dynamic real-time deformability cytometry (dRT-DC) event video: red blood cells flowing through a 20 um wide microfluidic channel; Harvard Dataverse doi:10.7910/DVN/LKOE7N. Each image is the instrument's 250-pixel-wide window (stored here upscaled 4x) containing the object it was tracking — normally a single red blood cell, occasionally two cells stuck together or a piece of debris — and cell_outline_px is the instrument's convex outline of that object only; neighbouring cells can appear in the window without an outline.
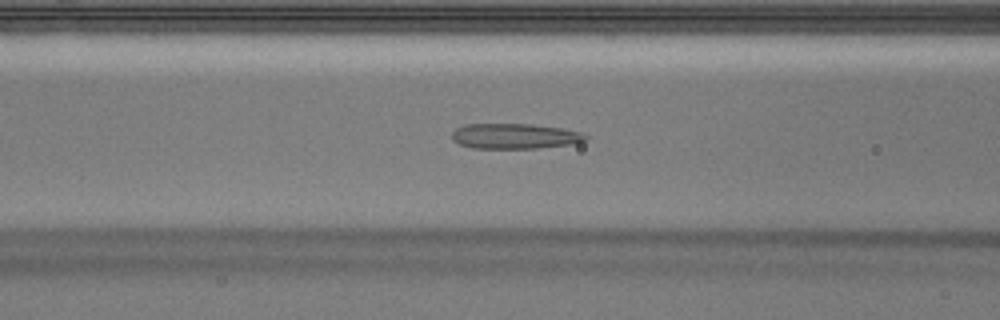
{"species": "Egyptian fruit bat (a non-hibernating species)", "species_latin": "Rousettus aegyptiacus", "temperature_condition": "warm", "stored_images_in_passage": 37, "camera_frame_rate_fps": 3000, "um_per_image_px": 0.085, "animal": {"sex": "male"}, "frame": {"image": 1, "passage_image": 7, "time_ms": 2.0, "image_size_px": [1000, 320], "cell_outline_px": [[588, 136], [584, 140], [572, 144], [536, 148], [472, 148], [460, 144], [452, 140], [452, 132], [456, 128], [464, 124], [532, 124], [564, 128], [580, 132]], "centroid_in_image_um": [43.73, 11.56], "position_along_channel_um": 122.9, "area_um2": 19.71}}
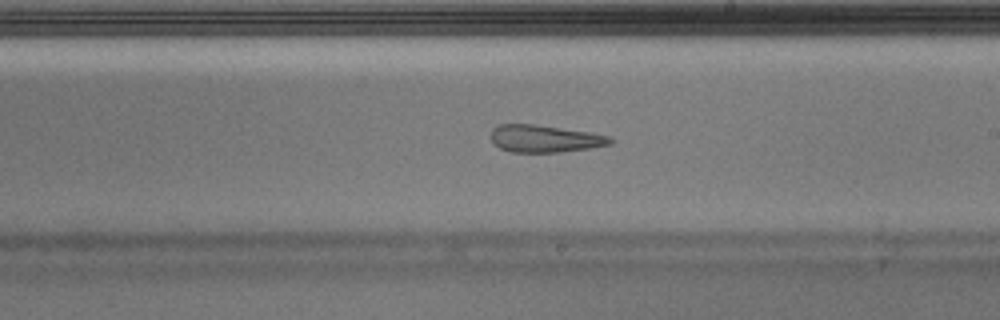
{"frame": {"image": 2, "passage_image": 16, "time_ms": 5.0, "image_size_px": [1000, 320], "cell_outline_px": [[612, 144], [588, 148], [560, 152], [508, 152], [500, 148], [492, 140], [492, 128], [496, 124], [532, 124], [588, 132], [612, 136]], "centroid_in_image_um": [46.29, 11.78], "position_along_channel_um": 242.7, "area_um2": 18.84}}
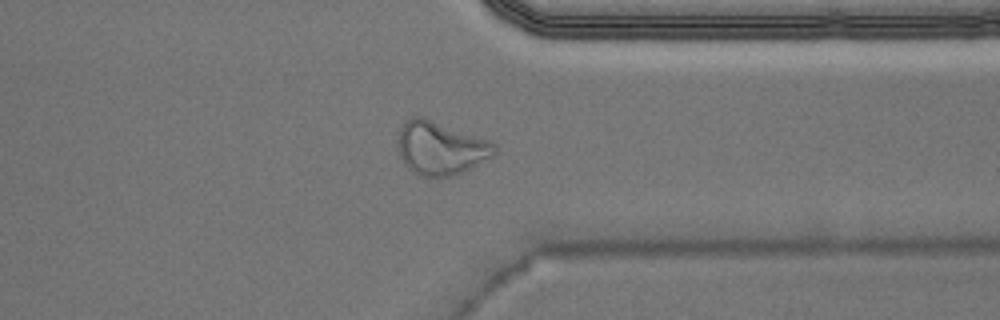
{"frame": {"image": 3, "passage_image": 26, "time_ms": 8.333, "image_size_px": [1000, 320], "cell_outline_px": [[496, 152], [492, 156], [464, 172], [452, 176], [428, 180], [416, 176], [404, 164], [400, 156], [396, 144], [400, 128], [404, 120], [412, 116], [424, 116], [492, 140], [496, 144]], "centroid_in_image_um": [37.42, 12.6], "position_along_channel_um": 374.0, "area_um2": 31.33}, "authors_computed_cell_mechanics": {"area_um2": 21.964, "velocity_mm_per_s": 3.9986, "shape_relaxation_time_tau1_ms": null, "shape_relaxation_time_tau2_ms": 2.6244, "deformation_change_tau1": null, "deformation_change_tau2": 0.1145}}